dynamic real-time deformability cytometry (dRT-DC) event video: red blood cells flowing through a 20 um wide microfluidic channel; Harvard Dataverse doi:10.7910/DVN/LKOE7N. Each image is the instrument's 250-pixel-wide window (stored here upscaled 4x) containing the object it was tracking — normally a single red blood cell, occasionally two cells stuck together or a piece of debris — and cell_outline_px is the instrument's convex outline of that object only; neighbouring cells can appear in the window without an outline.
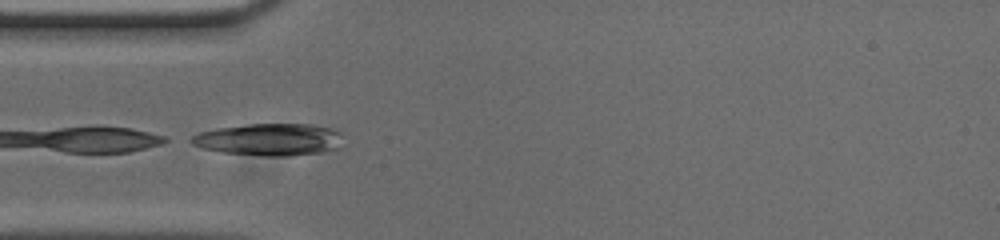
{"species": "common noctule bat (a hibernating species)", "species_latin": "Nyctalus noctula", "temperature_condition": "cold", "stored_images_in_passage": 8, "camera_frame_rate_fps": 3000, "um_per_image_px": 0.085, "animal": {"sex": "male", "body_mass_g": 20.0, "forearm_length_mm": 53.3}, "frame": {"image": 1, "passage_image": 1, "time_ms": 0.0, "image_size_px": [1000, 240], "cell_outline_px": [[340, 132], [336, 148], [320, 152], [288, 156], [264, 156], [220, 152], [204, 148], [192, 144], [184, 140], [200, 132], [216, 128], [252, 124], [312, 124], [328, 128]], "centroid_in_image_um": [22.78, 11.86], "position_along_channel_um": 62.2, "area_um2": 28.09}}
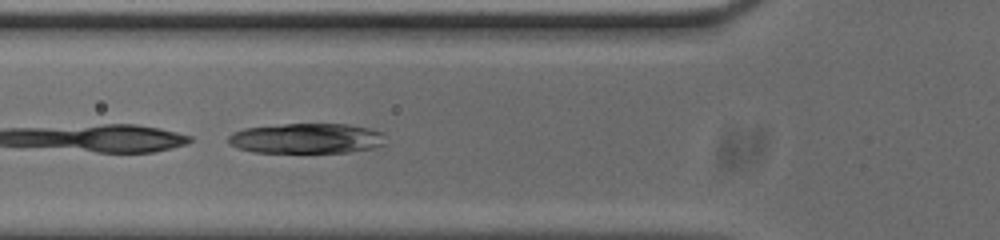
{"frame": {"image": 2, "passage_image": 4, "time_ms": 1.0, "image_size_px": [1000, 240], "cell_outline_px": [[384, 144], [372, 148], [348, 152], [252, 152], [236, 148], [228, 140], [228, 136], [232, 132], [244, 128], [284, 124], [348, 124], [368, 128], [380, 132]], "centroid_in_image_um": [25.99, 11.76], "position_along_channel_um": 99.8, "area_um2": 27.4}}